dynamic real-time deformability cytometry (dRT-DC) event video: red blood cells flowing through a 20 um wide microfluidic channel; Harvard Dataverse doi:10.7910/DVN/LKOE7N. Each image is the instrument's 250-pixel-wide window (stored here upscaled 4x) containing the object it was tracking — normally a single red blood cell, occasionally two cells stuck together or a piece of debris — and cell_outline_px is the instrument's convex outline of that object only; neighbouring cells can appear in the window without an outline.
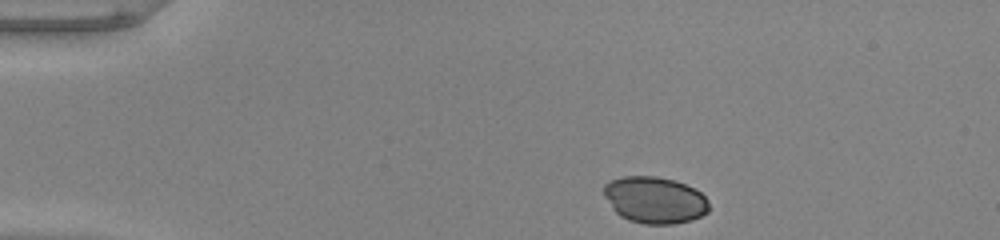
{"species": "common noctule bat (a hibernating species)", "species_latin": "Nyctalus noctula", "temperature_condition": "warm", "stored_images_in_passage": 43, "camera_frame_rate_fps": 3000, "um_per_image_px": 0.085, "animal": {"sex": "male", "body_mass_g": 20.0, "forearm_length_mm": 53.3}, "frame": {"image": 1, "passage_image": 1, "time_ms": 0.0, "image_size_px": [1000, 240], "cell_outline_px": [[708, 212], [692, 220], [672, 224], [644, 224], [628, 220], [620, 216], [612, 208], [604, 196], [604, 184], [612, 180], [624, 176], [656, 176], [672, 180], [696, 188], [708, 200]], "centroid_in_image_um": [55.65, 17.0], "position_along_channel_um": 29.4, "area_um2": 28.61}}
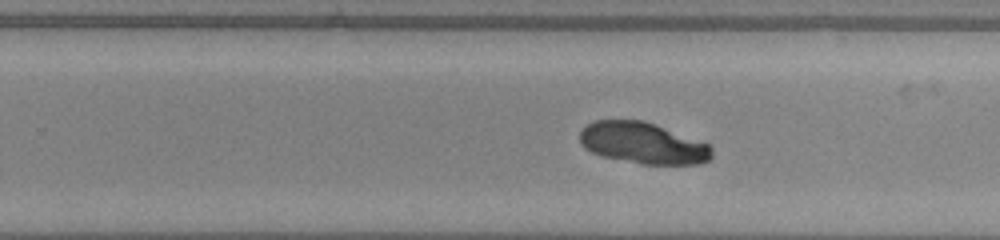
{"frame": {"image": 2, "passage_image": 25, "time_ms": 8.0, "image_size_px": [1000, 240], "cell_outline_px": [[712, 156], [708, 160], [700, 164], [640, 164], [600, 156], [584, 148], [580, 144], [580, 132], [588, 124], [596, 120], [644, 120], [712, 144]], "centroid_in_image_um": [54.67, 12.17], "position_along_channel_um": 275.1, "area_um2": 32.14}}
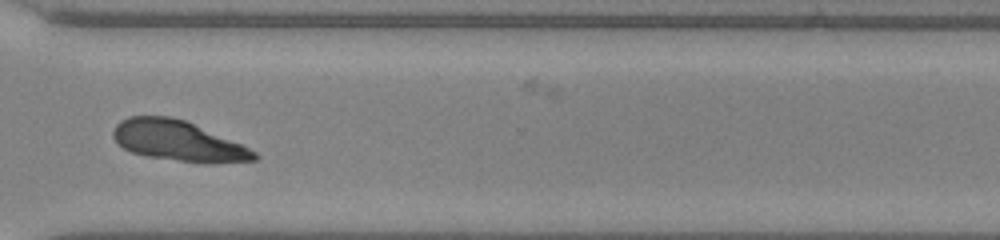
{"frame": {"image": 3, "passage_image": 31, "time_ms": 10.0, "image_size_px": [1000, 240], "cell_outline_px": [[260, 156], [256, 160], [212, 164], [204, 164], [148, 156], [132, 152], [124, 148], [112, 136], [112, 132], [116, 124], [120, 120], [128, 116], [168, 116], [184, 120], [240, 144], [256, 152]], "centroid_in_image_um": [15.13, 11.99], "position_along_channel_um": 355.5, "area_um2": 32.89}}